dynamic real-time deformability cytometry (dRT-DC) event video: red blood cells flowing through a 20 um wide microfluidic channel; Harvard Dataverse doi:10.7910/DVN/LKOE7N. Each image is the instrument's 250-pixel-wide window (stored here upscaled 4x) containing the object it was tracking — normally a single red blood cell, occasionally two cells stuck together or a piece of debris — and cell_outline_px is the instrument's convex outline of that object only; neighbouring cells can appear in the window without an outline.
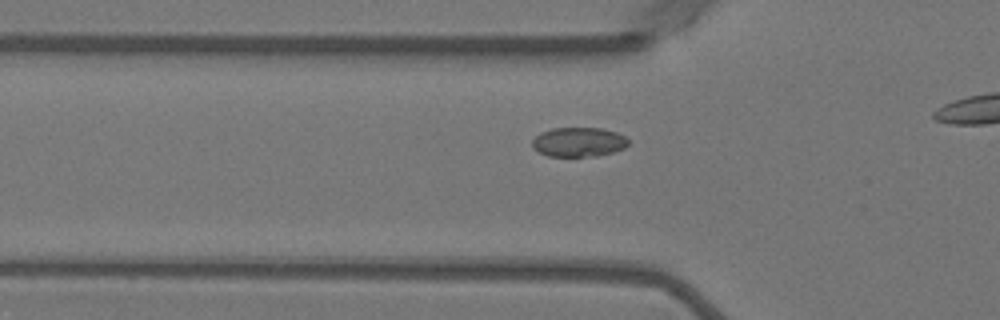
{"species": "Egyptian fruit bat (a non-hibernating species)", "species_latin": "Rousettus aegyptiacus", "temperature_condition": "warm", "stored_images_in_passage": 27, "camera_frame_rate_fps": 3000, "um_per_image_px": 0.085, "animal": {"sex": "female"}, "frame": {"image": 1, "passage_image": 14, "time_ms": 4.333, "image_size_px": [1000, 320], "cell_outline_px": [[628, 144], [624, 148], [612, 152], [596, 156], [548, 156], [532, 148], [532, 140], [540, 132], [552, 128], [600, 128], [616, 132], [624, 136], [628, 140]], "centroid_in_image_um": [49.16, 12.07], "position_along_channel_um": 76.6, "area_um2": 16.42}}
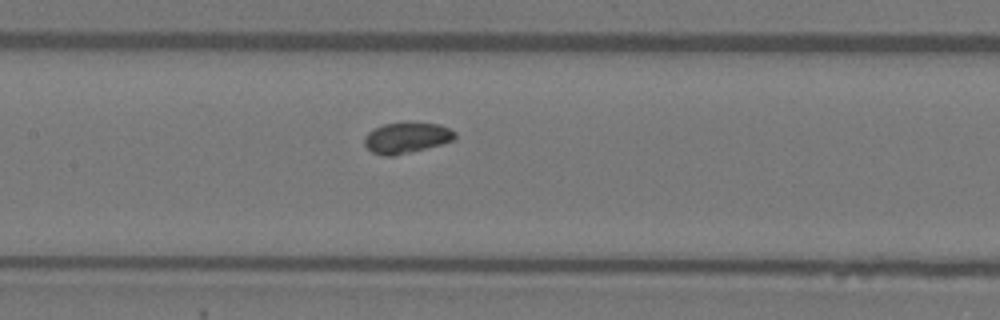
{"frame": {"image": 2, "passage_image": 22, "time_ms": 7.0, "image_size_px": [1000, 320], "cell_outline_px": [[456, 136], [452, 140], [440, 144], [392, 156], [384, 156], [372, 152], [364, 144], [364, 136], [368, 132], [384, 124], [440, 124], [456, 132]], "centroid_in_image_um": [34.53, 11.73], "position_along_channel_um": 172.9, "area_um2": 15.61}}
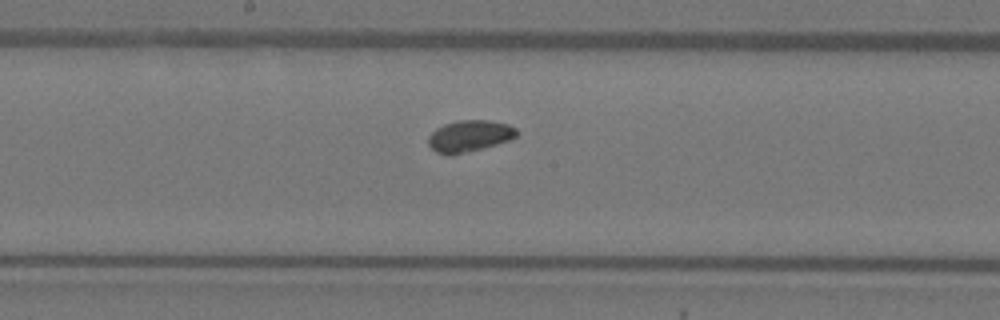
{"frame": {"image": 3, "passage_image": 25, "time_ms": 8.0, "image_size_px": [1000, 320], "cell_outline_px": [[520, 132], [516, 136], [508, 140], [496, 144], [452, 156], [448, 156], [436, 152], [428, 144], [428, 136], [436, 128], [444, 124], [456, 120], [488, 120], [508, 124], [516, 128]], "centroid_in_image_um": [39.88, 11.56], "position_along_channel_um": 208.3, "area_um2": 16.36}}